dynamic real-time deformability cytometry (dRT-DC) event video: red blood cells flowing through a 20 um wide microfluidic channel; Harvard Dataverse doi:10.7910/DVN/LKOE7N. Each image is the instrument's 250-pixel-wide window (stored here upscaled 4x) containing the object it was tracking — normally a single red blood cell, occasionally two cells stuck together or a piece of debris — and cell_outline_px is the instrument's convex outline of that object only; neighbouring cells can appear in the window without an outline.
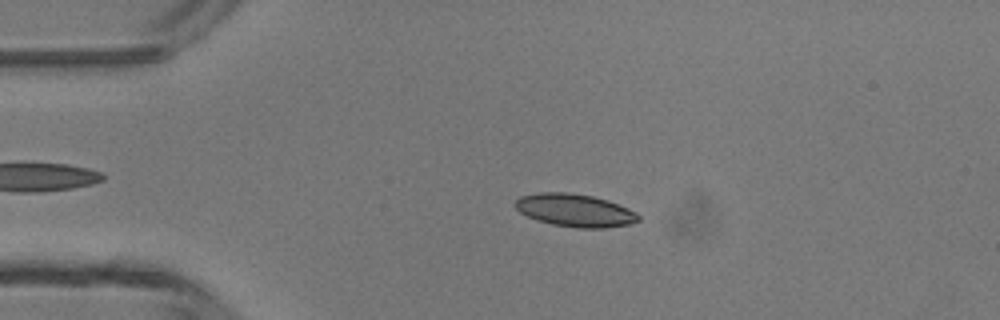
{"species": "common noctule bat (a hibernating species)", "species_latin": "Nyctalus noctula", "temperature_condition": "room temperature", "stored_images_in_passage": 46, "camera_frame_rate_fps": 3000, "um_per_image_px": 0.085, "animal": {"sex": "male", "body_mass_g": 13.3}, "frame": {"image": 1, "passage_image": 10, "time_ms": 3.0, "image_size_px": [1000, 320], "cell_outline_px": [[640, 220], [628, 224], [604, 228], [576, 228], [552, 224], [536, 220], [520, 212], [512, 204], [520, 196], [536, 192], [568, 192], [592, 196], [608, 200], [628, 208], [636, 212], [640, 216]], "centroid_in_image_um": [48.84, 17.87], "position_along_channel_um": 36.2, "area_um2": 23.7}}
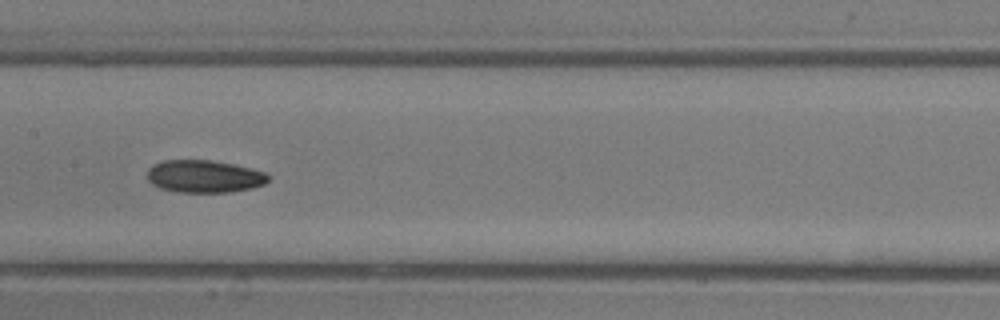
{"frame": {"image": 2, "passage_image": 23, "time_ms": 7.333, "image_size_px": [1000, 320], "cell_outline_px": [[268, 180], [264, 184], [252, 188], [232, 192], [176, 192], [160, 188], [152, 184], [148, 180], [148, 168], [152, 164], [164, 160], [208, 160], [232, 164], [252, 168], [264, 172], [268, 176]], "centroid_in_image_um": [17.33, 14.99], "position_along_channel_um": 190.1, "area_um2": 22.95}}
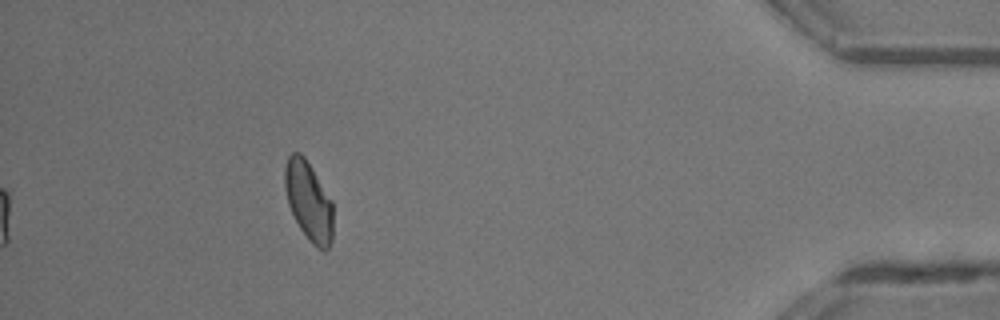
{"frame": {"image": 3, "passage_image": 42, "time_ms": 13.667, "image_size_px": [1000, 320], "cell_outline_px": [[332, 240], [328, 248], [324, 252], [316, 248], [312, 244], [300, 228], [288, 204], [284, 188], [284, 168], [288, 156], [292, 152], [300, 152], [304, 156], [332, 200]], "centroid_in_image_um": [26.22, 17.09], "position_along_channel_um": 409.0, "area_um2": 22.31}, "authors_computed_cell_mechanics": {"area_um2": 22.5709, "velocity_mm_per_s": 4.3878, "shape_relaxation_time_tau1_ms": 8.2981, "shape_relaxation_time_tau2_ms": null, "deformation_change_tau1": 0.1804, "deformation_change_tau2": null}}